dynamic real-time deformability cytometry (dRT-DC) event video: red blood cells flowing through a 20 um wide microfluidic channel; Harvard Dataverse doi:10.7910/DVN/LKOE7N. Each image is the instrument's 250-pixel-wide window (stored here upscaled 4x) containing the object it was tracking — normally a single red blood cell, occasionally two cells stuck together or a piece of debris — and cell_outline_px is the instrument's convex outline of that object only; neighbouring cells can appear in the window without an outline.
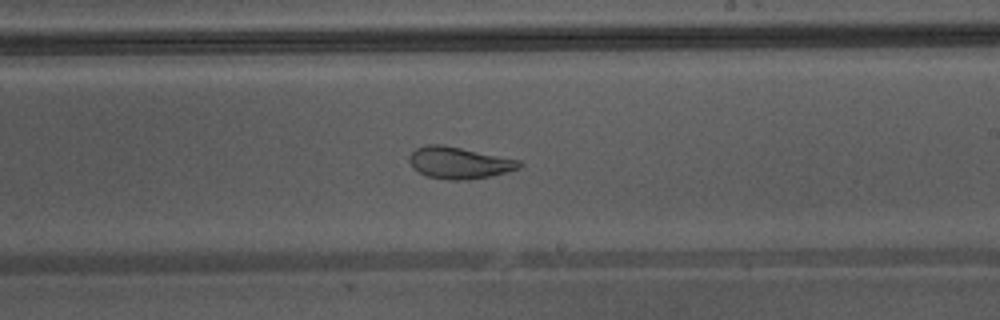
{"species": "Egyptian fruit bat (a non-hibernating species)", "species_latin": "Rousettus aegyptiacus", "temperature_condition": "warm", "stored_images_in_passage": 35, "camera_frame_rate_fps": 3000, "um_per_image_px": 0.085, "animal": {"sex": "male"}, "frame": {"image": 1, "passage_image": 16, "time_ms": 5.0, "image_size_px": [1000, 320], "cell_outline_px": [[524, 164], [520, 168], [492, 176], [468, 180], [448, 180], [428, 176], [412, 168], [408, 160], [408, 156], [416, 148], [428, 144], [444, 144], [520, 160]], "centroid_in_image_um": [39.03, 13.83], "position_along_channel_um": 250.0, "area_um2": 20.58}, "authors_computed_cell_mechanics": {"area_um2": 22.5998, "velocity_mm_per_s": 4.3541, "shape_relaxation_time_tau1_ms": null, "shape_relaxation_time_tau2_ms": 1.1735, "deformation_change_tau1": null, "deformation_change_tau2": 0.0698}}